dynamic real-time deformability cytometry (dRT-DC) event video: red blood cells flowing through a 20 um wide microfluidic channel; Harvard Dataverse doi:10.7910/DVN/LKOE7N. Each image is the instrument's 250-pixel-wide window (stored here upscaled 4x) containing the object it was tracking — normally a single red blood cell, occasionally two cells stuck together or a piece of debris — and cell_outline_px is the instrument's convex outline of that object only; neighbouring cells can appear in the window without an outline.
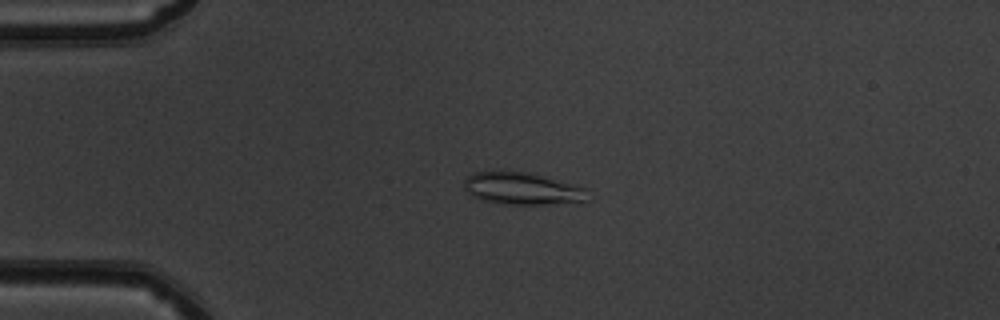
{"species": "common noctule bat (a hibernating species)", "species_latin": "Nyctalus noctula", "temperature_condition": "warm", "stored_images_in_passage": 50, "camera_frame_rate_fps": 3000, "um_per_image_px": 0.085, "animal": {"sex": "male", "body_mass_g": 19.5, "forearm_length_mm": 54.6}, "frame": {"image": 1, "passage_image": 12, "time_ms": 3.667, "image_size_px": [1000, 320], "cell_outline_px": [[588, 188], [584, 200], [548, 204], [504, 204], [480, 200], [472, 196], [464, 188], [464, 180], [472, 172], [524, 172], [576, 184]], "centroid_in_image_um": [44.34, 16.03], "position_along_channel_um": 40.7, "area_um2": 22.77}}
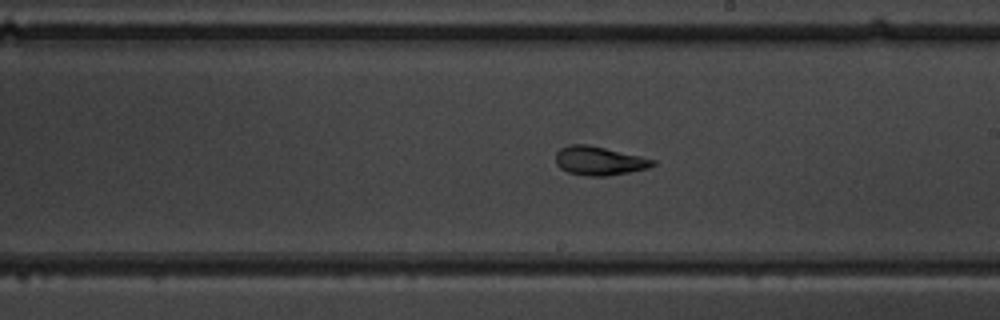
{"frame": {"image": 2, "passage_image": 29, "time_ms": 9.333, "image_size_px": [1000, 320], "cell_outline_px": [[656, 164], [648, 168], [608, 176], [588, 176], [568, 172], [560, 168], [556, 164], [556, 152], [560, 148], [572, 144], [588, 144], [640, 156], [656, 160]], "centroid_in_image_um": [50.92, 13.67], "position_along_channel_um": 238.1, "area_um2": 16.24}}
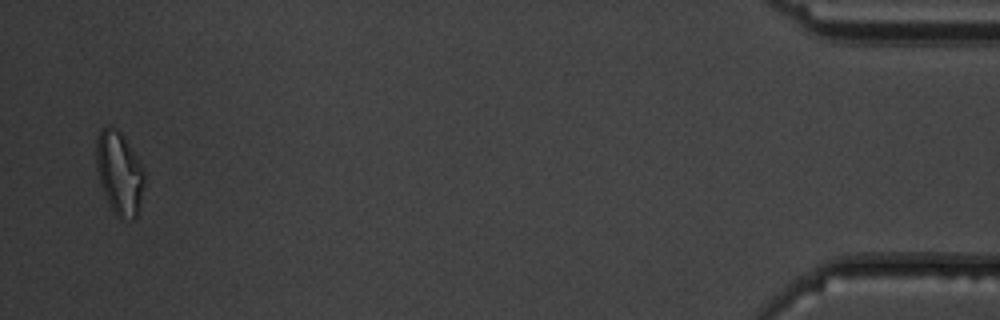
{"frame": {"image": 3, "passage_image": 49, "time_ms": 16.0, "image_size_px": [1000, 320], "cell_outline_px": [[144, 184], [136, 216], [132, 220], [120, 220], [116, 216], [100, 184], [96, 168], [96, 136], [100, 128], [108, 124], [116, 128], [124, 136], [140, 164], [144, 172]], "centroid_in_image_um": [10.11, 14.67], "position_along_channel_um": 425.1, "area_um2": 23.24}, "authors_computed_cell_mechanics": {"area_um2": 18.1203, "velocity_mm_per_s": 4.0255, "shape_relaxation_time_tau1_ms": 10.6022, "shape_relaxation_time_tau2_ms": 1.8828, "deformation_change_tau1": 0.2424, "deformation_change_tau2": 0.094}}